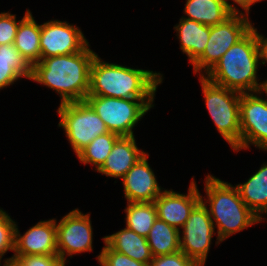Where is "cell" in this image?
<instances>
[{"mask_svg":"<svg viewBox=\"0 0 267 266\" xmlns=\"http://www.w3.org/2000/svg\"><path fill=\"white\" fill-rule=\"evenodd\" d=\"M97 55L89 44L83 51L43 58L31 67L30 81L55 91L60 104L84 101L90 88V68Z\"/></svg>","mask_w":267,"mask_h":266,"instance_id":"obj_1","label":"cell"},{"mask_svg":"<svg viewBox=\"0 0 267 266\" xmlns=\"http://www.w3.org/2000/svg\"><path fill=\"white\" fill-rule=\"evenodd\" d=\"M162 73L104 61L98 54L90 68L88 95L122 99H156Z\"/></svg>","mask_w":267,"mask_h":266,"instance_id":"obj_2","label":"cell"},{"mask_svg":"<svg viewBox=\"0 0 267 266\" xmlns=\"http://www.w3.org/2000/svg\"><path fill=\"white\" fill-rule=\"evenodd\" d=\"M203 182L205 195L200 193V201L207 208L216 229L215 246L234 234L262 223L241 199L235 185L209 173Z\"/></svg>","mask_w":267,"mask_h":266,"instance_id":"obj_3","label":"cell"},{"mask_svg":"<svg viewBox=\"0 0 267 266\" xmlns=\"http://www.w3.org/2000/svg\"><path fill=\"white\" fill-rule=\"evenodd\" d=\"M256 27L230 47L213 68L205 75L212 83L239 93L259 92L261 77Z\"/></svg>","mask_w":267,"mask_h":266,"instance_id":"obj_4","label":"cell"},{"mask_svg":"<svg viewBox=\"0 0 267 266\" xmlns=\"http://www.w3.org/2000/svg\"><path fill=\"white\" fill-rule=\"evenodd\" d=\"M204 104L215 129L235 153L240 152V97L241 93L216 85L199 76Z\"/></svg>","mask_w":267,"mask_h":266,"instance_id":"obj_5","label":"cell"},{"mask_svg":"<svg viewBox=\"0 0 267 266\" xmlns=\"http://www.w3.org/2000/svg\"><path fill=\"white\" fill-rule=\"evenodd\" d=\"M85 101L104 121L109 132L120 136H135V127L148 111L155 107V99H122L87 95Z\"/></svg>","mask_w":267,"mask_h":266,"instance_id":"obj_6","label":"cell"},{"mask_svg":"<svg viewBox=\"0 0 267 266\" xmlns=\"http://www.w3.org/2000/svg\"><path fill=\"white\" fill-rule=\"evenodd\" d=\"M58 128H62L75 155L89 145L97 136L109 132L104 121L84 100L59 104Z\"/></svg>","mask_w":267,"mask_h":266,"instance_id":"obj_7","label":"cell"},{"mask_svg":"<svg viewBox=\"0 0 267 266\" xmlns=\"http://www.w3.org/2000/svg\"><path fill=\"white\" fill-rule=\"evenodd\" d=\"M250 19L248 16L232 14L224 22L210 26V36L206 48L191 65L193 74L205 76L227 50L252 29L255 23Z\"/></svg>","mask_w":267,"mask_h":266,"instance_id":"obj_8","label":"cell"},{"mask_svg":"<svg viewBox=\"0 0 267 266\" xmlns=\"http://www.w3.org/2000/svg\"><path fill=\"white\" fill-rule=\"evenodd\" d=\"M91 212L83 213L75 208L65 214L60 220L56 219L57 253L64 264L75 255L94 251L93 226ZM59 221V222H58Z\"/></svg>","mask_w":267,"mask_h":266,"instance_id":"obj_9","label":"cell"},{"mask_svg":"<svg viewBox=\"0 0 267 266\" xmlns=\"http://www.w3.org/2000/svg\"><path fill=\"white\" fill-rule=\"evenodd\" d=\"M181 229L180 251L198 266H205L216 232L209 212L201 201L190 212Z\"/></svg>","mask_w":267,"mask_h":266,"instance_id":"obj_10","label":"cell"},{"mask_svg":"<svg viewBox=\"0 0 267 266\" xmlns=\"http://www.w3.org/2000/svg\"><path fill=\"white\" fill-rule=\"evenodd\" d=\"M240 151L251 146L267 152V100L260 92L241 93Z\"/></svg>","mask_w":267,"mask_h":266,"instance_id":"obj_11","label":"cell"},{"mask_svg":"<svg viewBox=\"0 0 267 266\" xmlns=\"http://www.w3.org/2000/svg\"><path fill=\"white\" fill-rule=\"evenodd\" d=\"M54 19L41 23L40 60L77 53L89 45L88 39L77 25Z\"/></svg>","mask_w":267,"mask_h":266,"instance_id":"obj_12","label":"cell"},{"mask_svg":"<svg viewBox=\"0 0 267 266\" xmlns=\"http://www.w3.org/2000/svg\"><path fill=\"white\" fill-rule=\"evenodd\" d=\"M187 192L164 189L154 201L157 218L181 230L190 212L200 202V190L194 176L191 178Z\"/></svg>","mask_w":267,"mask_h":266,"instance_id":"obj_13","label":"cell"},{"mask_svg":"<svg viewBox=\"0 0 267 266\" xmlns=\"http://www.w3.org/2000/svg\"><path fill=\"white\" fill-rule=\"evenodd\" d=\"M149 153L142 156L124 175L123 195L127 202H154L165 189L148 163Z\"/></svg>","mask_w":267,"mask_h":266,"instance_id":"obj_14","label":"cell"},{"mask_svg":"<svg viewBox=\"0 0 267 266\" xmlns=\"http://www.w3.org/2000/svg\"><path fill=\"white\" fill-rule=\"evenodd\" d=\"M58 255L56 219L40 220L21 234L18 222L15 227L13 256Z\"/></svg>","mask_w":267,"mask_h":266,"instance_id":"obj_15","label":"cell"},{"mask_svg":"<svg viewBox=\"0 0 267 266\" xmlns=\"http://www.w3.org/2000/svg\"><path fill=\"white\" fill-rule=\"evenodd\" d=\"M136 141L135 136H121L97 173L122 179L128 170L147 153L137 146Z\"/></svg>","mask_w":267,"mask_h":266,"instance_id":"obj_16","label":"cell"},{"mask_svg":"<svg viewBox=\"0 0 267 266\" xmlns=\"http://www.w3.org/2000/svg\"><path fill=\"white\" fill-rule=\"evenodd\" d=\"M173 29L179 40V49L187 56L189 65H192L206 48L210 36V26L180 17Z\"/></svg>","mask_w":267,"mask_h":266,"instance_id":"obj_17","label":"cell"},{"mask_svg":"<svg viewBox=\"0 0 267 266\" xmlns=\"http://www.w3.org/2000/svg\"><path fill=\"white\" fill-rule=\"evenodd\" d=\"M242 183L234 184L241 199L262 222L267 221V162Z\"/></svg>","mask_w":267,"mask_h":266,"instance_id":"obj_18","label":"cell"},{"mask_svg":"<svg viewBox=\"0 0 267 266\" xmlns=\"http://www.w3.org/2000/svg\"><path fill=\"white\" fill-rule=\"evenodd\" d=\"M40 34L41 24L28 8L21 18L13 44L30 67L40 62Z\"/></svg>","mask_w":267,"mask_h":266,"instance_id":"obj_19","label":"cell"},{"mask_svg":"<svg viewBox=\"0 0 267 266\" xmlns=\"http://www.w3.org/2000/svg\"><path fill=\"white\" fill-rule=\"evenodd\" d=\"M104 242L113 250L138 262L149 265L153 259L146 237L138 235L127 227L104 236Z\"/></svg>","mask_w":267,"mask_h":266,"instance_id":"obj_20","label":"cell"},{"mask_svg":"<svg viewBox=\"0 0 267 266\" xmlns=\"http://www.w3.org/2000/svg\"><path fill=\"white\" fill-rule=\"evenodd\" d=\"M231 15L223 0H186L181 17L214 26Z\"/></svg>","mask_w":267,"mask_h":266,"instance_id":"obj_21","label":"cell"},{"mask_svg":"<svg viewBox=\"0 0 267 266\" xmlns=\"http://www.w3.org/2000/svg\"><path fill=\"white\" fill-rule=\"evenodd\" d=\"M31 67L15 45H0V90L15 85L22 78L30 79Z\"/></svg>","mask_w":267,"mask_h":266,"instance_id":"obj_22","label":"cell"},{"mask_svg":"<svg viewBox=\"0 0 267 266\" xmlns=\"http://www.w3.org/2000/svg\"><path fill=\"white\" fill-rule=\"evenodd\" d=\"M146 239L153 257L180 251V230L158 218L154 221Z\"/></svg>","mask_w":267,"mask_h":266,"instance_id":"obj_23","label":"cell"},{"mask_svg":"<svg viewBox=\"0 0 267 266\" xmlns=\"http://www.w3.org/2000/svg\"><path fill=\"white\" fill-rule=\"evenodd\" d=\"M125 227L138 235L147 237L154 221L157 219V210L154 202H127L124 209Z\"/></svg>","mask_w":267,"mask_h":266,"instance_id":"obj_24","label":"cell"},{"mask_svg":"<svg viewBox=\"0 0 267 266\" xmlns=\"http://www.w3.org/2000/svg\"><path fill=\"white\" fill-rule=\"evenodd\" d=\"M120 137V135L113 132L97 136L88 146L76 155L79 162L85 166L91 164V166H94L95 172H97L104 164L115 142Z\"/></svg>","mask_w":267,"mask_h":266,"instance_id":"obj_25","label":"cell"},{"mask_svg":"<svg viewBox=\"0 0 267 266\" xmlns=\"http://www.w3.org/2000/svg\"><path fill=\"white\" fill-rule=\"evenodd\" d=\"M17 221L12 219L10 214L0 207V257L7 255L9 251L13 252L9 261H13L15 251V227Z\"/></svg>","mask_w":267,"mask_h":266,"instance_id":"obj_26","label":"cell"},{"mask_svg":"<svg viewBox=\"0 0 267 266\" xmlns=\"http://www.w3.org/2000/svg\"><path fill=\"white\" fill-rule=\"evenodd\" d=\"M104 246L101 252L96 256L97 261L99 260L105 266H149L146 263L138 262L125 254L119 253L110 248L102 237Z\"/></svg>","mask_w":267,"mask_h":266,"instance_id":"obj_27","label":"cell"},{"mask_svg":"<svg viewBox=\"0 0 267 266\" xmlns=\"http://www.w3.org/2000/svg\"><path fill=\"white\" fill-rule=\"evenodd\" d=\"M16 14L9 11L0 13V45H12L16 37V32L20 24Z\"/></svg>","mask_w":267,"mask_h":266,"instance_id":"obj_28","label":"cell"},{"mask_svg":"<svg viewBox=\"0 0 267 266\" xmlns=\"http://www.w3.org/2000/svg\"><path fill=\"white\" fill-rule=\"evenodd\" d=\"M13 260L20 266H63L58 255H26L13 256Z\"/></svg>","mask_w":267,"mask_h":266,"instance_id":"obj_29","label":"cell"},{"mask_svg":"<svg viewBox=\"0 0 267 266\" xmlns=\"http://www.w3.org/2000/svg\"><path fill=\"white\" fill-rule=\"evenodd\" d=\"M149 266H198L192 259L188 258L182 251L170 255L153 257Z\"/></svg>","mask_w":267,"mask_h":266,"instance_id":"obj_30","label":"cell"},{"mask_svg":"<svg viewBox=\"0 0 267 266\" xmlns=\"http://www.w3.org/2000/svg\"><path fill=\"white\" fill-rule=\"evenodd\" d=\"M227 9L232 14L250 16L253 0H223ZM232 2V3H231Z\"/></svg>","mask_w":267,"mask_h":266,"instance_id":"obj_31","label":"cell"},{"mask_svg":"<svg viewBox=\"0 0 267 266\" xmlns=\"http://www.w3.org/2000/svg\"><path fill=\"white\" fill-rule=\"evenodd\" d=\"M256 44L258 49L259 64L261 66H267V38L264 34L258 31L256 26Z\"/></svg>","mask_w":267,"mask_h":266,"instance_id":"obj_32","label":"cell"},{"mask_svg":"<svg viewBox=\"0 0 267 266\" xmlns=\"http://www.w3.org/2000/svg\"><path fill=\"white\" fill-rule=\"evenodd\" d=\"M259 92L267 100V78H265V80L263 79V81H261V86H260ZM264 94H265V96H264Z\"/></svg>","mask_w":267,"mask_h":266,"instance_id":"obj_33","label":"cell"},{"mask_svg":"<svg viewBox=\"0 0 267 266\" xmlns=\"http://www.w3.org/2000/svg\"><path fill=\"white\" fill-rule=\"evenodd\" d=\"M5 266H20L16 261H8Z\"/></svg>","mask_w":267,"mask_h":266,"instance_id":"obj_34","label":"cell"},{"mask_svg":"<svg viewBox=\"0 0 267 266\" xmlns=\"http://www.w3.org/2000/svg\"><path fill=\"white\" fill-rule=\"evenodd\" d=\"M8 261H9V258H4L3 259L2 257H0V266H5Z\"/></svg>","mask_w":267,"mask_h":266,"instance_id":"obj_35","label":"cell"},{"mask_svg":"<svg viewBox=\"0 0 267 266\" xmlns=\"http://www.w3.org/2000/svg\"><path fill=\"white\" fill-rule=\"evenodd\" d=\"M262 1H265V0H253V5H255L256 3H260Z\"/></svg>","mask_w":267,"mask_h":266,"instance_id":"obj_36","label":"cell"},{"mask_svg":"<svg viewBox=\"0 0 267 266\" xmlns=\"http://www.w3.org/2000/svg\"><path fill=\"white\" fill-rule=\"evenodd\" d=\"M98 266H105V265H103L99 260H98Z\"/></svg>","mask_w":267,"mask_h":266,"instance_id":"obj_37","label":"cell"}]
</instances>
